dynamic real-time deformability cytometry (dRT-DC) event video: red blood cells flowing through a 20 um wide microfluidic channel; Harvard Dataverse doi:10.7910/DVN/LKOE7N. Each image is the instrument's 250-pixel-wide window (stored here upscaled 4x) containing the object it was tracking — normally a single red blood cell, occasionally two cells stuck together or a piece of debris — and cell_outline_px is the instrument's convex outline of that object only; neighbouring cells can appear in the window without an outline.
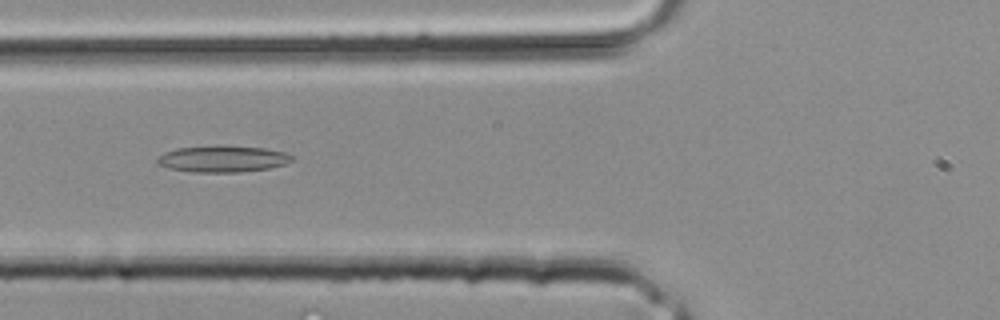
{"species": "common noctule bat (a hibernating species)", "species_latin": "Nyctalus noctula", "temperature_condition": "room temperature", "stored_images_in_passage": 28, "camera_frame_rate_fps": 3000, "um_per_image_px": 0.085, "animal": {"sex": "male", "body_mass_g": 20.4}, "frame": {"image": 1, "passage_image": 7, "time_ms": 2.0, "image_size_px": [1000, 320], "cell_outline_px": [[292, 160], [284, 164], [268, 168], [240, 172], [192, 172], [168, 168], [156, 164], [156, 156], [164, 152], [176, 148], [216, 144], [264, 148], [284, 152], [292, 156]], "centroid_in_image_um": [18.83, 13.48], "position_along_channel_um": 107.0, "area_um2": 21.15}}
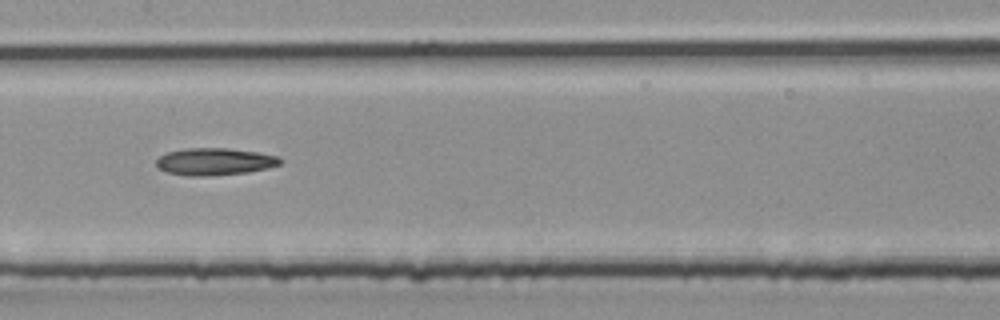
{"frame": {"image": 2, "passage_image": 11, "time_ms": 3.333, "image_size_px": [1000, 320], "cell_outline_px": [[284, 160], [280, 164], [268, 168], [248, 172], [208, 176], [188, 176], [168, 172], [156, 168], [156, 160], [160, 156], [168, 152], [184, 148], [228, 148], [256, 152], [276, 156]], "centroid_in_image_um": [18.23, 13.74], "position_along_channel_um": 189.2, "area_um2": 19.65}}
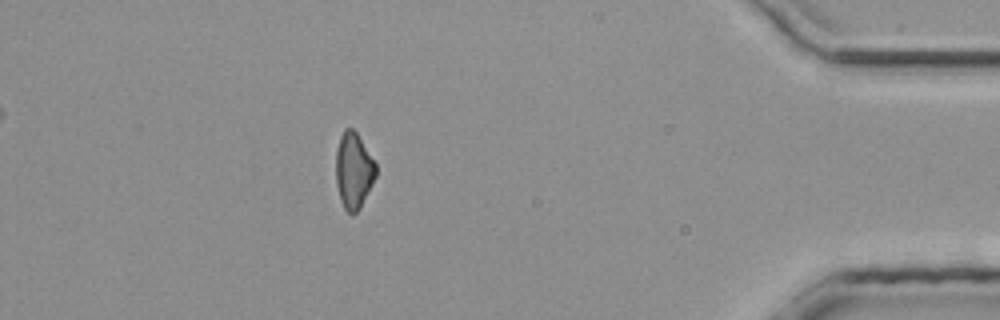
{"frame": {"image": 3, "passage_image": 24, "time_ms": 7.667, "image_size_px": [1000, 320], "cell_outline_px": [[376, 176], [360, 208], [352, 216], [344, 208], [340, 200], [336, 184], [336, 152], [340, 136], [344, 128], [352, 128], [356, 132], [376, 164]], "centroid_in_image_um": [30.04, 14.51], "position_along_channel_um": 405.2, "area_um2": 17.63}}